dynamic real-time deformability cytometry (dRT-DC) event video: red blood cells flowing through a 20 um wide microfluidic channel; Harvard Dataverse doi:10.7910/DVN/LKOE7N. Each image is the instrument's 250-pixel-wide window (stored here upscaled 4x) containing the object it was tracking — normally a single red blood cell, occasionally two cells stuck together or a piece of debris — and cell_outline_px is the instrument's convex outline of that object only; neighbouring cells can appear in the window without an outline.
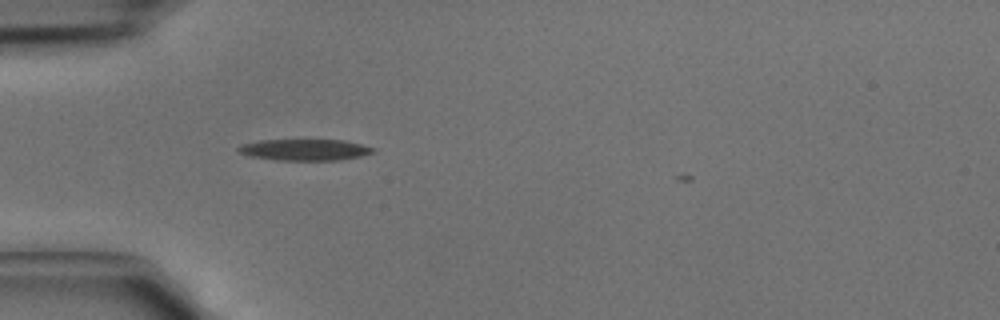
{"species": "common noctule bat (a hibernating species)", "species_latin": "Nyctalus noctula", "temperature_condition": "cold", "stored_images_in_passage": 27, "camera_frame_rate_fps": 3000, "um_per_image_px": 0.085, "animal": {"sex": "male", "body_mass_g": 15.6}, "frame": {"image": 1, "passage_image": 1, "time_ms": 0.0, "image_size_px": [1000, 320], "cell_outline_px": [[376, 152], [360, 156], [340, 160], [276, 160], [248, 156], [240, 152], [236, 148], [240, 144], [260, 140], [344, 140], [376, 148]], "centroid_in_image_um": [25.9, 12.73], "position_along_channel_um": 59.1, "area_um2": 16.82}}
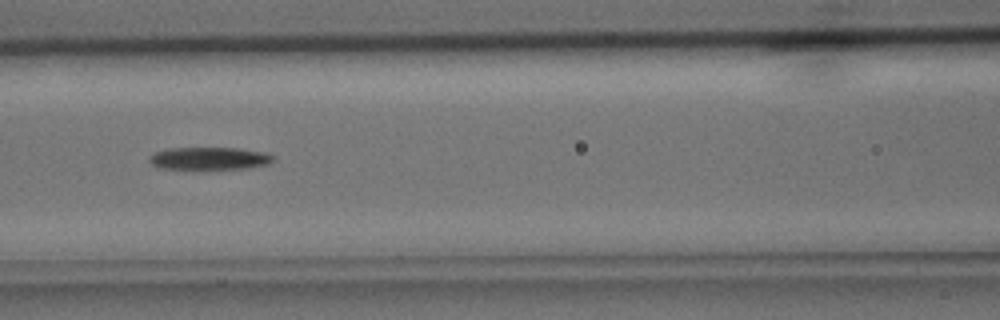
{"frame": {"image": 2, "passage_image": 7, "time_ms": 2.0, "image_size_px": [1000, 320], "cell_outline_px": [[276, 160], [268, 164], [248, 168], [160, 168], [152, 164], [148, 160], [148, 156], [156, 152], [168, 148], [236, 148], [264, 152], [276, 156]], "centroid_in_image_um": [17.83, 13.45], "position_along_channel_um": 148.8, "area_um2": 16.13}}
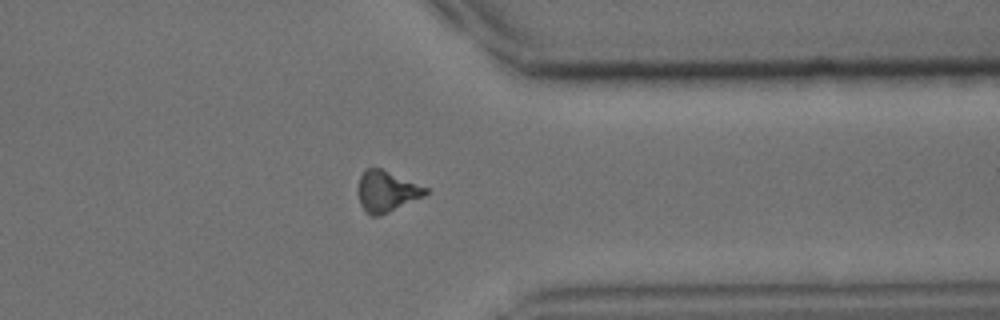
{"frame": {"image": 3, "passage_image": 22, "time_ms": 7.0, "image_size_px": [1000, 320], "cell_outline_px": [[428, 192], [424, 196], [380, 216], [372, 216], [360, 204], [356, 188], [360, 176], [364, 168], [380, 168], [428, 188]], "centroid_in_image_um": [32.82, 16.26], "position_along_channel_um": 378.6, "area_um2": 16.07}}